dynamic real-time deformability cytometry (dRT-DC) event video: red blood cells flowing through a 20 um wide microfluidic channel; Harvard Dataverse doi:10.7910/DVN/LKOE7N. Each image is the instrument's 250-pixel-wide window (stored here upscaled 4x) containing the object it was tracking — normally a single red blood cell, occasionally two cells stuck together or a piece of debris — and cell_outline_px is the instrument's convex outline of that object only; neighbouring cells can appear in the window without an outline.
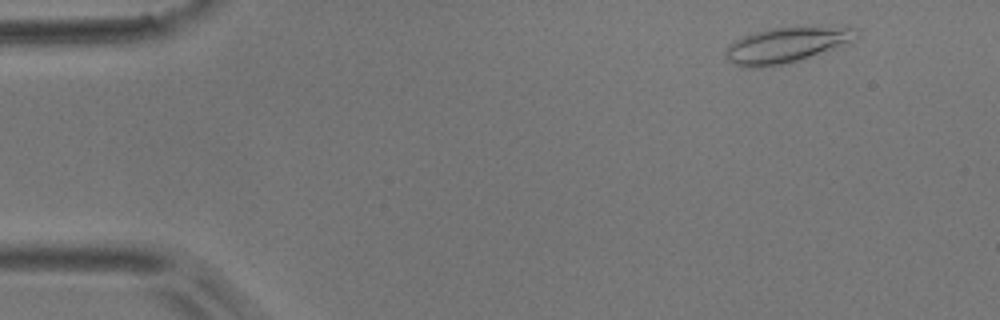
{"species": "common noctule bat (a hibernating species)", "species_latin": "Nyctalus noctula", "temperature_condition": "room temperature", "stored_images_in_passage": 4, "camera_frame_rate_fps": 3000, "um_per_image_px": 0.085, "animal": {"sex": "male", "body_mass_g": 17.9}, "frame": {"image": 1, "passage_image": 1, "time_ms": 0.0, "image_size_px": [1000, 320], "cell_outline_px": [[860, 28], [856, 40], [784, 64], [764, 68], [744, 68], [732, 64], [724, 56], [728, 44], [744, 36], [756, 32], [772, 28], [848, 24]], "centroid_in_image_um": [66.9, 3.79], "position_along_channel_um": 18.1, "area_um2": 27.57}}